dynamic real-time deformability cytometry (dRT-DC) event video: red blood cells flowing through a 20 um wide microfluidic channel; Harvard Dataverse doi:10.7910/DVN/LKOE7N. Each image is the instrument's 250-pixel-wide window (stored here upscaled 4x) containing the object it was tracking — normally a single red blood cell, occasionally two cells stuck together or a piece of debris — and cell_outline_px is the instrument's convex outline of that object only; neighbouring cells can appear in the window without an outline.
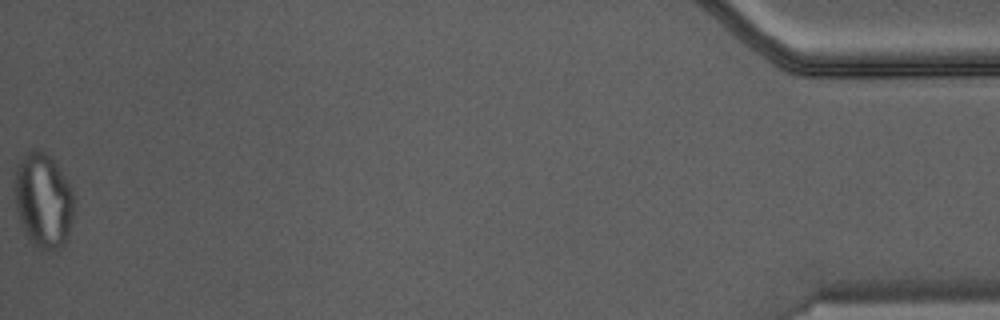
{"species": "Egyptian fruit bat (a non-hibernating species)", "species_latin": "Rousettus aegyptiacus", "temperature_condition": "warm", "stored_images_in_passage": 45, "camera_frame_rate_fps": 3000, "um_per_image_px": 0.085, "animal": {"sex": "male"}, "frame": {"image": 1, "passage_image": 45, "time_ms": 14.667, "image_size_px": [1000, 320], "cell_outline_px": [[72, 220], [68, 236], [64, 244], [60, 248], [52, 252], [40, 252], [28, 240], [16, 212], [16, 172], [20, 160], [32, 148], [36, 148], [44, 152], [56, 164], [64, 176], [72, 192]], "centroid_in_image_um": [3.67, 17.12], "position_along_channel_um": 431.5, "area_um2": 32.6}}